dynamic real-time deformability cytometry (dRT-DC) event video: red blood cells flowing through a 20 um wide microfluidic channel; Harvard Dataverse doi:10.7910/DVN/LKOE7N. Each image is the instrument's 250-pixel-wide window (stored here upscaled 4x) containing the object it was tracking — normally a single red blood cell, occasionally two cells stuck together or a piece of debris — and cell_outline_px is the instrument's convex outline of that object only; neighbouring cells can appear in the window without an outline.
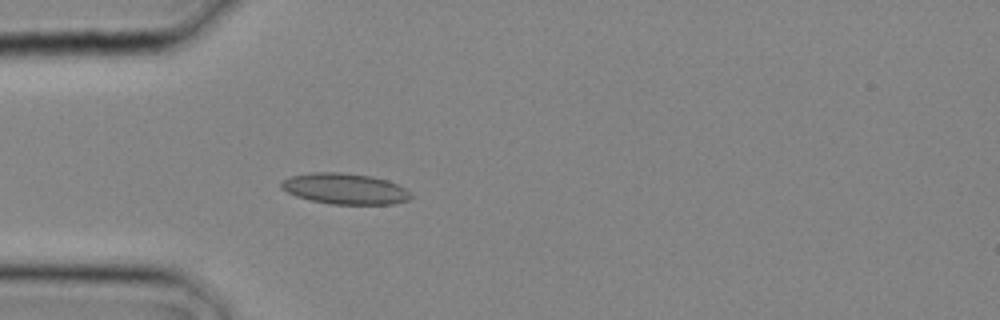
{"species": "common noctule bat (a hibernating species)", "species_latin": "Nyctalus noctula", "temperature_condition": "cold", "stored_images_in_passage": 11, "camera_frame_rate_fps": 3000, "um_per_image_px": 0.085, "animal": {"sex": "male", "body_mass_g": 20.4}, "frame": {"image": 1, "passage_image": 7, "time_ms": 2.0, "image_size_px": [1000, 320], "cell_outline_px": [[412, 196], [408, 200], [392, 204], [332, 204], [312, 200], [296, 196], [280, 188], [280, 180], [288, 176], [312, 172], [340, 172], [372, 176], [388, 180], [404, 188]], "centroid_in_image_um": [29.27, 16.03], "position_along_channel_um": 55.7, "area_um2": 23.35}}
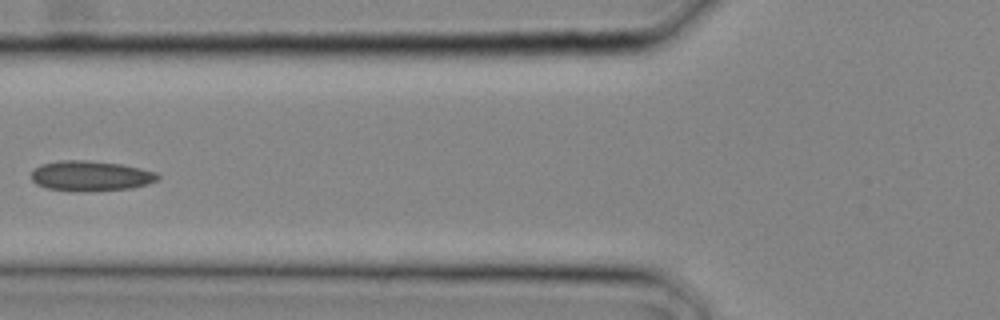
{"frame": {"image": 2, "passage_image": 10, "time_ms": 3.0, "image_size_px": [1000, 320], "cell_outline_px": [[160, 176], [156, 180], [148, 184], [132, 188], [48, 188], [36, 184], [32, 180], [32, 172], [40, 164], [60, 160], [88, 160], [120, 164], [156, 172]], "centroid_in_image_um": [7.71, 14.89], "position_along_channel_um": 118.1, "area_um2": 20.98}}